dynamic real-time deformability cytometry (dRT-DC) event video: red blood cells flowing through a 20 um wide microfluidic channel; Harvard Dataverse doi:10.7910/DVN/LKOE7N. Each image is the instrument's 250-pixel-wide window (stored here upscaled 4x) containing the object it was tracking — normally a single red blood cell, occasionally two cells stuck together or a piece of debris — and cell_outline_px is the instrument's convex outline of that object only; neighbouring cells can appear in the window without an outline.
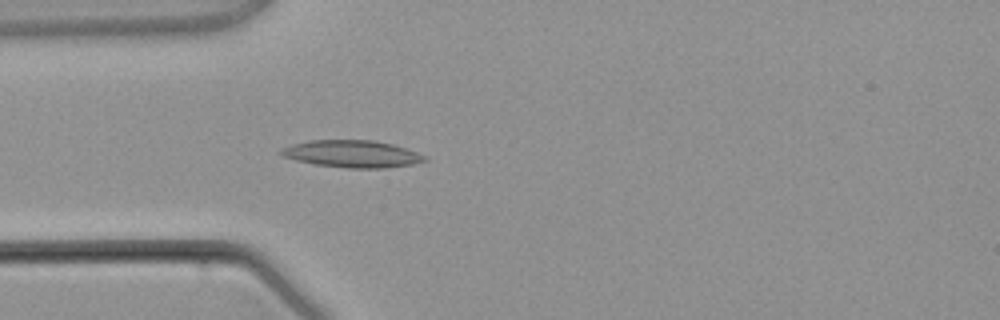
{"species": "common noctule bat (a hibernating species)", "species_latin": "Nyctalus noctula", "temperature_condition": "warm", "stored_images_in_passage": 4, "camera_frame_rate_fps": 3000, "um_per_image_px": 0.085, "animal": {"sex": "male", "body_mass_g": 21.5, "forearm_length_mm": 52.0}, "frame": {"image": 1, "passage_image": 4, "time_ms": 3.333, "image_size_px": [1000, 320], "cell_outline_px": [[428, 160], [412, 164], [384, 168], [348, 168], [316, 164], [296, 160], [280, 156], [276, 152], [292, 144], [308, 140], [372, 140], [392, 144], [428, 156]], "centroid_in_image_um": [29.9, 13.08], "position_along_channel_um": 55.1, "area_um2": 22.72}}